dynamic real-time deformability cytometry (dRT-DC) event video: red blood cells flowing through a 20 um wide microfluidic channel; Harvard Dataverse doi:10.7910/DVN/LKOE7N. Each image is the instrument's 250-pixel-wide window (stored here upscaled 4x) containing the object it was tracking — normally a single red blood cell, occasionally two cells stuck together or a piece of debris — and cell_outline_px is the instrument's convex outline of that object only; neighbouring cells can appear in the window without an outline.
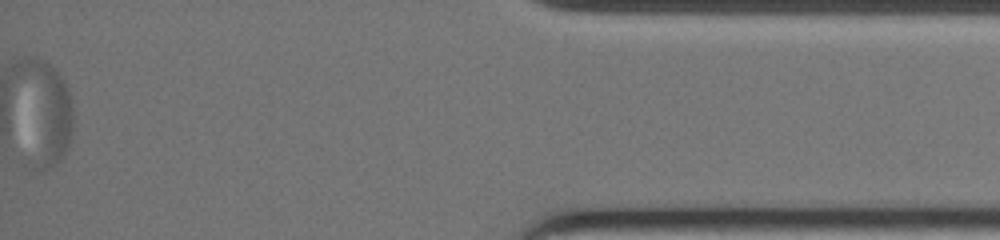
{"species": "common noctule bat (a hibernating species)", "species_latin": "Nyctalus noctula", "temperature_condition": "warm", "stored_images_in_passage": 54, "segment_of_instrument_passage": [2, 2], "camera_frame_rate_fps": 3000, "um_per_image_px": 0.085, "animal": {"sex": "female", "body_mass_g": 19.0, "forearm_length_mm": 51.5}, "frame": {"image": 1, "passage_image": 54, "time_ms": 17.667, "image_size_px": [1000, 240], "cell_outline_px": [[68, 140], [64, 148], [60, 152], [56, 152], [52, 144], [40, 68], [44, 64], [56, 76], [64, 88], [68, 96]], "centroid_in_image_um": [4.75, 9.21], "position_along_channel_um": 430.5, "area_um2": 10.98}}